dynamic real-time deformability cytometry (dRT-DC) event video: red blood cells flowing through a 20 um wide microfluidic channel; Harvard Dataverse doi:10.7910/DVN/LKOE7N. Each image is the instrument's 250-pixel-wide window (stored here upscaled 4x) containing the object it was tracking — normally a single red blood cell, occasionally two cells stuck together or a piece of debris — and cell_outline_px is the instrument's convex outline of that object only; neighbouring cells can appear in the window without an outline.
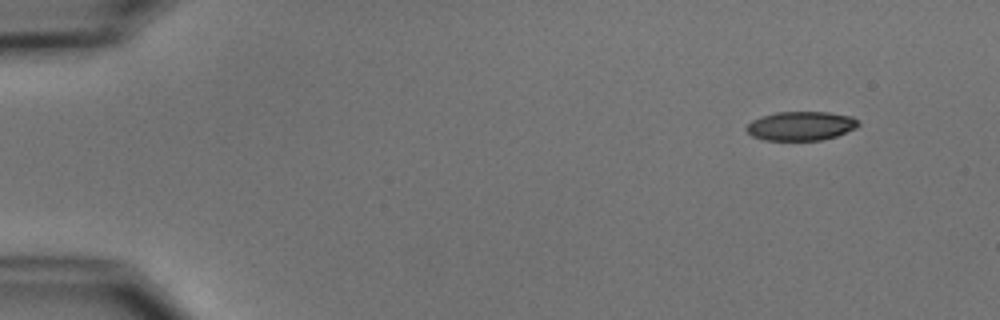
{"species": "common noctule bat (a hibernating species)", "species_latin": "Nyctalus noctula", "temperature_condition": "cold", "stored_images_in_passage": 50, "camera_frame_rate_fps": 3000, "um_per_image_px": 0.085, "animal": {"sex": "male", "body_mass_g": 15.6}, "frame": {"image": 1, "passage_image": 1, "time_ms": 0.0, "image_size_px": [1000, 320], "cell_outline_px": [[860, 124], [856, 128], [836, 136], [820, 140], [764, 140], [752, 136], [744, 128], [752, 120], [760, 116], [776, 112], [828, 112], [852, 116]], "centroid_in_image_um": [68.05, 10.7], "position_along_channel_um": 16.9, "area_um2": 18.96}}
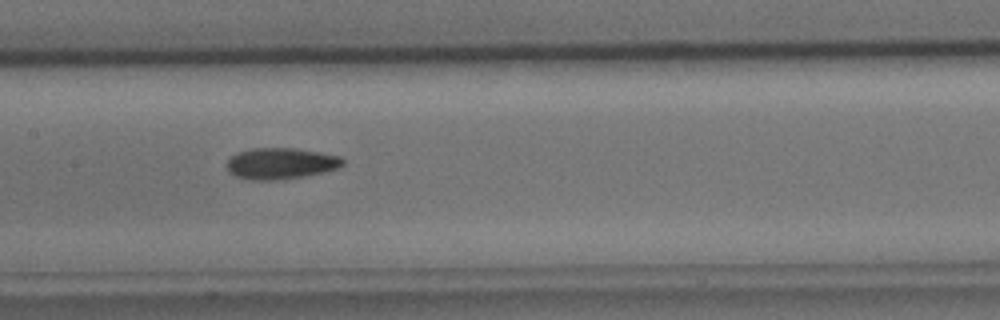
{"frame": {"image": 2, "passage_image": 23, "time_ms": 7.333, "image_size_px": [1000, 320], "cell_outline_px": [[344, 164], [340, 168], [324, 172], [304, 176], [276, 180], [252, 180], [236, 176], [228, 172], [228, 160], [236, 152], [252, 148], [292, 148], [320, 152], [340, 156], [344, 160]], "centroid_in_image_um": [23.89, 13.89], "position_along_channel_um": 183.5, "area_um2": 21.15}}
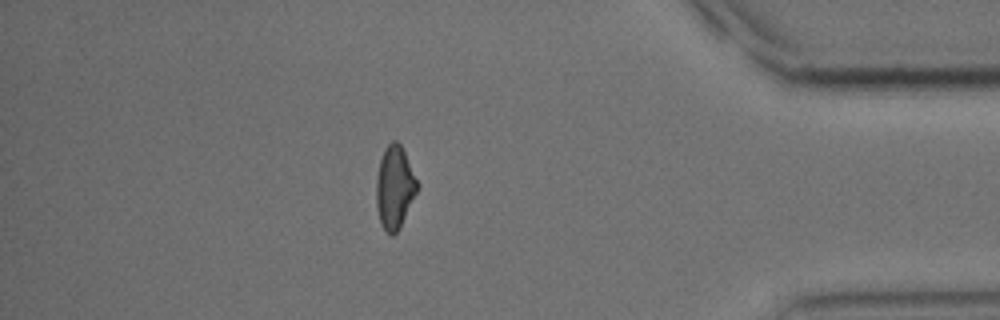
{"frame": {"image": 3, "passage_image": 43, "time_ms": 14.0, "image_size_px": [1000, 320], "cell_outline_px": [[420, 184], [400, 228], [392, 236], [384, 232], [380, 224], [376, 208], [376, 180], [380, 160], [384, 148], [392, 140], [396, 140], [400, 144]], "centroid_in_image_um": [33.53, 15.95], "position_along_channel_um": 401.7, "area_um2": 20.0}, "authors_computed_cell_mechanics": {"area_um2": 20.3167, "velocity_mm_per_s": 3.7644, "shape_relaxation_time_tau1_ms": 6.0916, "shape_relaxation_time_tau2_ms": 5.6943, "deformation_change_tau1": 0.1543, "deformation_change_tau2": 0.1342}}